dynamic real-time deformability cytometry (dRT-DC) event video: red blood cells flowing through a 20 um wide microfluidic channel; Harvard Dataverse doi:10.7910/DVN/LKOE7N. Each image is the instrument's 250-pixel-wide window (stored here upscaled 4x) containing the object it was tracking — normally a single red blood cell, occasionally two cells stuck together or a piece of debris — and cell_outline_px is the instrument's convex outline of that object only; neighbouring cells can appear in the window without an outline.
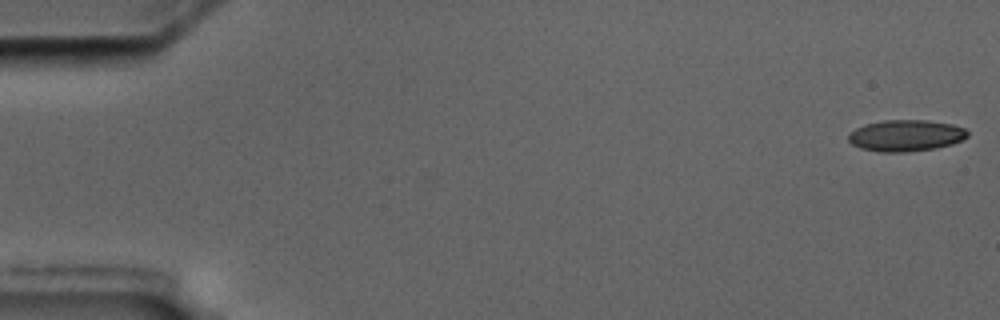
{"species": "common noctule bat (a hibernating species)", "species_latin": "Nyctalus noctula", "temperature_condition": "cold", "stored_images_in_passage": 5, "camera_frame_rate_fps": 3000, "um_per_image_px": 0.085, "animal": {"sex": "male", "body_mass_g": 17.5, "forearm_length_mm": 52.3}, "frame": {"image": 1, "passage_image": 1, "time_ms": 0.0, "image_size_px": [1000, 320], "cell_outline_px": [[968, 136], [952, 144], [936, 148], [908, 152], [880, 152], [860, 148], [852, 144], [848, 140], [848, 132], [864, 124], [884, 120], [928, 120], [952, 124], [964, 128], [968, 132]], "centroid_in_image_um": [76.97, 11.52], "position_along_channel_um": 8.0, "area_um2": 21.96}}
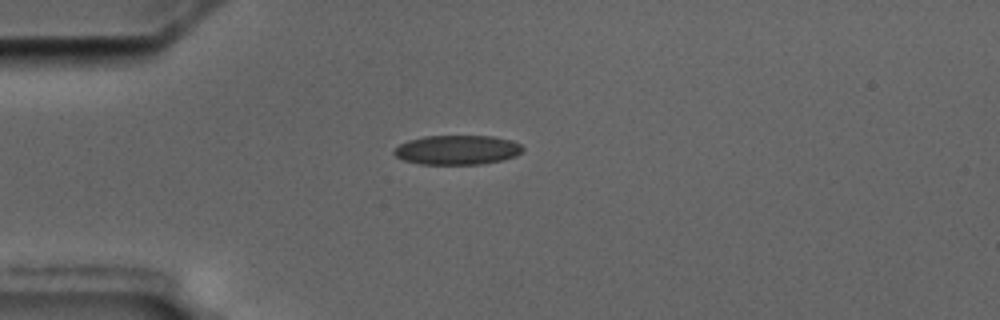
{"frame": {"image": 2, "passage_image": 5, "time_ms": 4.667, "image_size_px": [1000, 320], "cell_outline_px": [[524, 148], [516, 156], [504, 160], [480, 164], [420, 164], [404, 160], [396, 156], [392, 152], [400, 144], [408, 140], [424, 136], [492, 136], [512, 140], [520, 144]], "centroid_in_image_um": [38.88, 12.74], "position_along_channel_um": 46.1, "area_um2": 22.08}}